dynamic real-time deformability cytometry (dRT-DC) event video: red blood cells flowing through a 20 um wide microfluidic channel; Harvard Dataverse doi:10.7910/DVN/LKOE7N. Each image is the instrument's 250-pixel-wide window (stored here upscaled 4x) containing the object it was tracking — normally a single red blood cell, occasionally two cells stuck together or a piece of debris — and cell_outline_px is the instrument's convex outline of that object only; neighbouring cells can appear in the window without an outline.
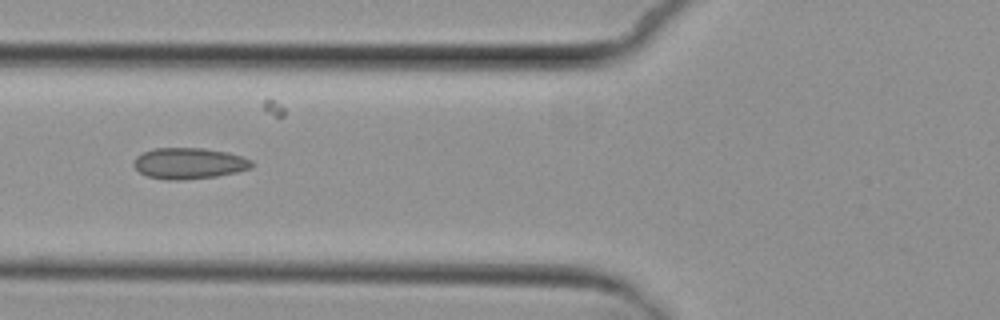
{"species": "common noctule bat (a hibernating species)", "species_latin": "Nyctalus noctula", "temperature_condition": "cold", "stored_images_in_passage": 10, "camera_frame_rate_fps": 3000, "um_per_image_px": 0.085, "animal": {"sex": "female", "body_mass_g": 29.2, "forearm_length_mm": 56.3}, "frame": {"image": 1, "passage_image": 6, "time_ms": 7.0, "image_size_px": [1000, 320], "cell_outline_px": [[252, 168], [236, 172], [216, 176], [184, 180], [168, 180], [148, 176], [140, 172], [132, 164], [136, 156], [144, 152], [156, 148], [204, 148], [228, 152], [252, 160]], "centroid_in_image_um": [16.07, 13.88], "position_along_channel_um": 109.7, "area_um2": 21.33}}
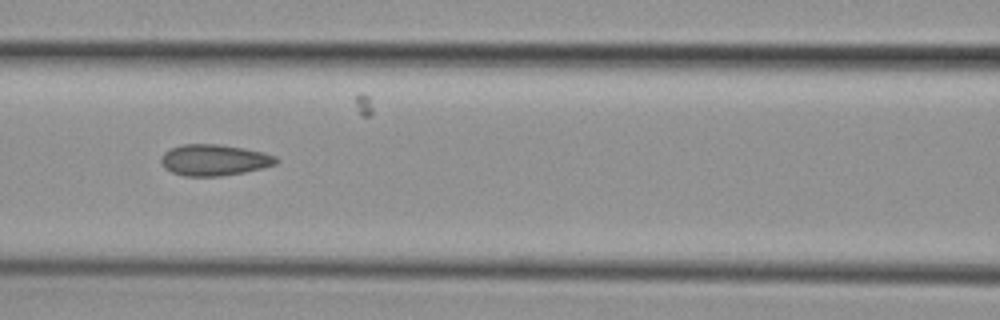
{"frame": {"image": 2, "passage_image": 7, "time_ms": 8.0, "image_size_px": [1000, 320], "cell_outline_px": [[280, 160], [276, 164], [244, 172], [220, 176], [184, 176], [172, 172], [164, 168], [160, 164], [160, 156], [164, 152], [172, 148], [184, 144], [220, 144], [244, 148], [264, 152], [276, 156]], "centroid_in_image_um": [18.19, 13.6], "position_along_channel_um": 148.4, "area_um2": 21.04}}
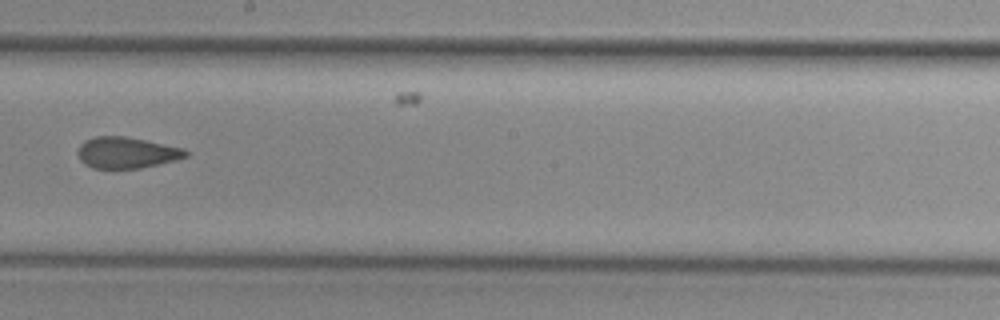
{"frame": {"image": 3, "passage_image": 9, "time_ms": 10.333, "image_size_px": [1000, 320], "cell_outline_px": [[188, 156], [176, 160], [140, 168], [92, 168], [84, 164], [80, 160], [76, 152], [80, 144], [84, 140], [96, 136], [124, 136], [184, 148], [188, 152]], "centroid_in_image_um": [10.73, 12.97], "position_along_channel_um": 237.5, "area_um2": 19.65}}